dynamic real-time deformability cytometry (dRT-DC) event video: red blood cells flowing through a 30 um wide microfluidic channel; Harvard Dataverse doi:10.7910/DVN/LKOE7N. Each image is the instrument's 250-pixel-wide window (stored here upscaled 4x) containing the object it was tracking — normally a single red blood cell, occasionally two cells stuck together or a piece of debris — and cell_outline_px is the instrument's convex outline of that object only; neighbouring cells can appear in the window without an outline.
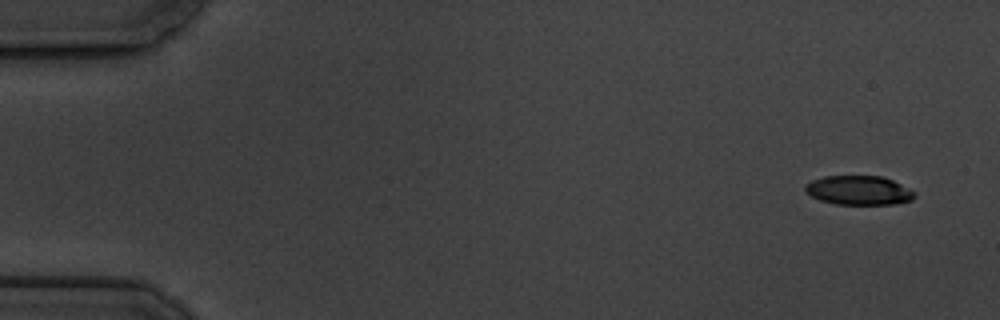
{"species": "common noctule bat (a hibernating species)", "species_latin": "Nyctalus noctula", "temperature_condition": "cold", "stored_images_in_passage": 5, "camera_frame_rate_fps": 3000, "um_per_image_px": 0.085, "animal": {"sex": "male", "body_mass_g": 19.5, "forearm_length_mm": 54.6}, "frame": {"image": 1, "passage_image": 1, "time_ms": 0.0, "image_size_px": [1000, 320], "cell_outline_px": [[916, 196], [912, 200], [896, 204], [836, 204], [820, 200], [804, 192], [804, 184], [812, 180], [824, 176], [880, 176], [892, 180], [916, 192]], "centroid_in_image_um": [72.98, 16.18], "position_along_channel_um": 12.0, "area_um2": 18.67}}
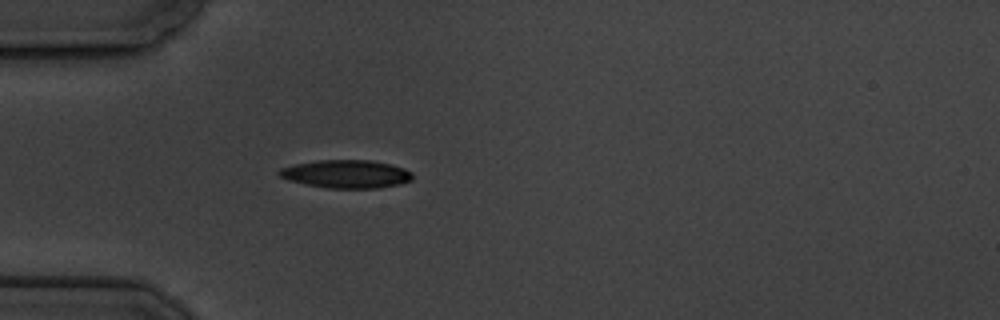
{"frame": {"image": 2, "passage_image": 5, "time_ms": 4.667, "image_size_px": [1000, 320], "cell_outline_px": [[412, 180], [400, 184], [380, 188], [328, 188], [288, 180], [280, 176], [276, 172], [280, 168], [296, 164], [316, 160], [372, 160], [392, 164], [404, 168], [412, 172]], "centroid_in_image_um": [29.46, 14.78], "position_along_channel_um": 55.5, "area_um2": 21.91}}